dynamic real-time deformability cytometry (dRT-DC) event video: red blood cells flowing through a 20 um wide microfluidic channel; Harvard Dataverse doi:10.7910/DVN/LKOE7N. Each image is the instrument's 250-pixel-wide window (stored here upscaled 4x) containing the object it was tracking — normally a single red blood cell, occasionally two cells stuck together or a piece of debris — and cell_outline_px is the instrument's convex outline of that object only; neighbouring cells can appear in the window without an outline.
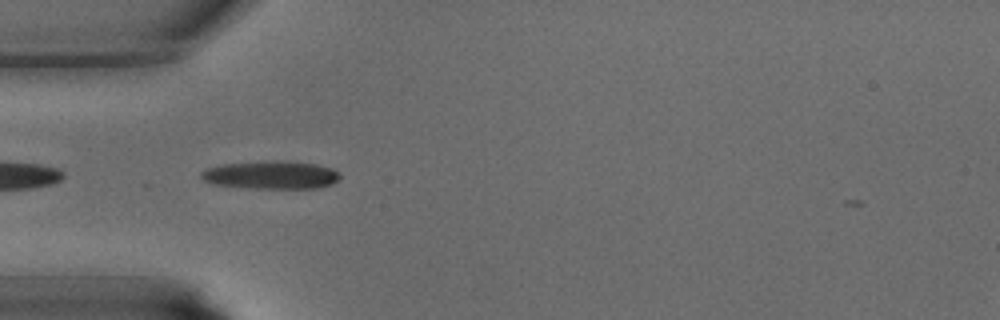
{"species": "common noctule bat (a hibernating species)", "species_latin": "Nyctalus noctula", "temperature_condition": "warm", "stored_images_in_passage": 28, "camera_frame_rate_fps": 3000, "um_per_image_px": 0.085, "animal": {"sex": "male", "body_mass_g": 15.6}, "frame": {"image": 1, "passage_image": 1, "time_ms": 0.0, "image_size_px": [1000, 320], "cell_outline_px": [[340, 176], [332, 184], [316, 188], [256, 188], [216, 184], [204, 180], [200, 176], [200, 172], [208, 168], [224, 164], [264, 160], [288, 160], [316, 164], [332, 168], [340, 172]], "centroid_in_image_um": [23.08, 14.85], "position_along_channel_um": 61.9, "area_um2": 22.72}}
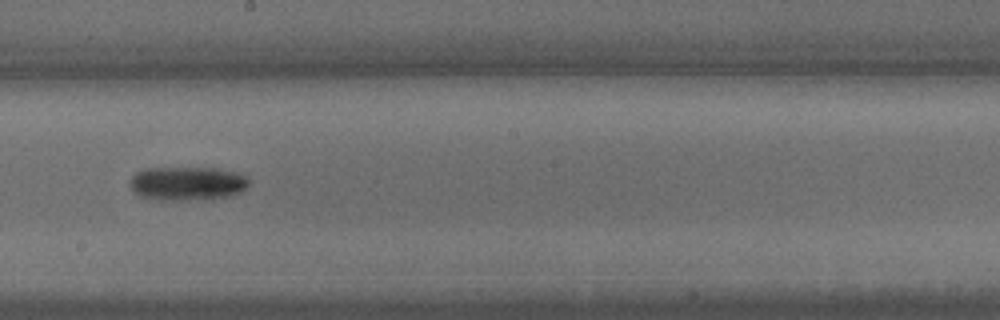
{"frame": {"image": 2, "passage_image": 11, "time_ms": 3.333, "image_size_px": [1000, 320], "cell_outline_px": [[248, 184], [240, 192], [228, 196], [208, 200], [156, 200], [140, 196], [128, 184], [132, 176], [136, 172], [144, 168], [212, 168], [236, 172], [244, 176], [248, 180]], "centroid_in_image_um": [15.88, 15.6], "position_along_channel_um": 232.3, "area_um2": 23.52}}
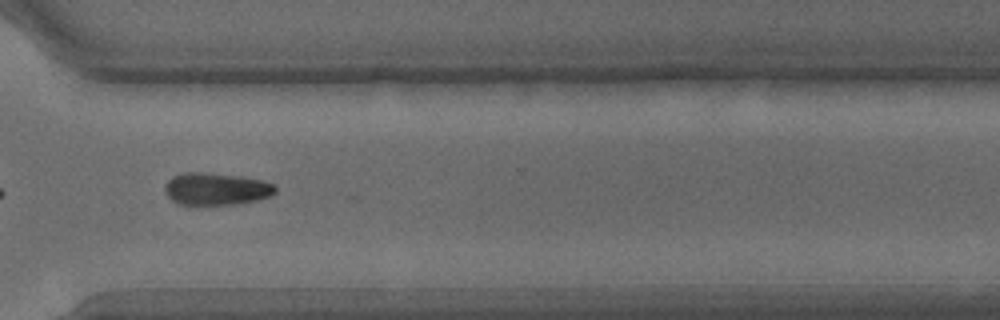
{"frame": {"image": 3, "passage_image": 18, "time_ms": 5.667, "image_size_px": [1000, 320], "cell_outline_px": [[276, 192], [272, 196], [256, 200], [232, 204], [180, 204], [172, 200], [168, 196], [164, 188], [164, 184], [172, 176], [184, 172], [208, 172], [240, 176], [260, 180], [272, 184], [276, 188]], "centroid_in_image_um": [18.35, 16.04], "position_along_channel_um": 352.2, "area_um2": 20.69}}